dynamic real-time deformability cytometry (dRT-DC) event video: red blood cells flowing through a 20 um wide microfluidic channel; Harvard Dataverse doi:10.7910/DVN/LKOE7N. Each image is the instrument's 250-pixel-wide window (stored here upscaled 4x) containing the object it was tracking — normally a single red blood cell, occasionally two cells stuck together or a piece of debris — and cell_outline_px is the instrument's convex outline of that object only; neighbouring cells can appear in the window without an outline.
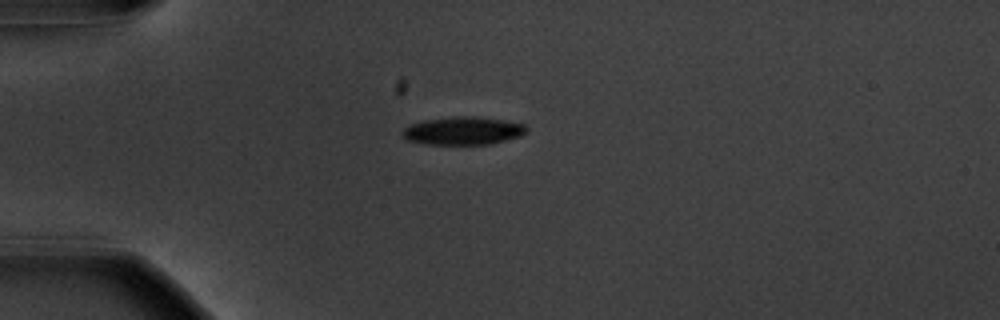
{"species": "common noctule bat (a hibernating species)", "species_latin": "Nyctalus noctula", "temperature_condition": "warm", "stored_images_in_passage": 42, "camera_frame_rate_fps": 3000, "um_per_image_px": 0.085, "animal": {"sex": "male", "body_mass_g": 20.1, "forearm_length_mm": 53.5}, "frame": {"image": 1, "passage_image": 1, "time_ms": 0.0, "image_size_px": [1000, 320], "cell_outline_px": [[528, 128], [520, 136], [488, 144], [424, 144], [404, 140], [400, 136], [400, 132], [404, 128], [412, 124], [424, 120], [464, 116], [472, 116], [500, 120], [524, 124]], "centroid_in_image_um": [39.27, 11.13], "position_along_channel_um": 45.7, "area_um2": 20.0}}
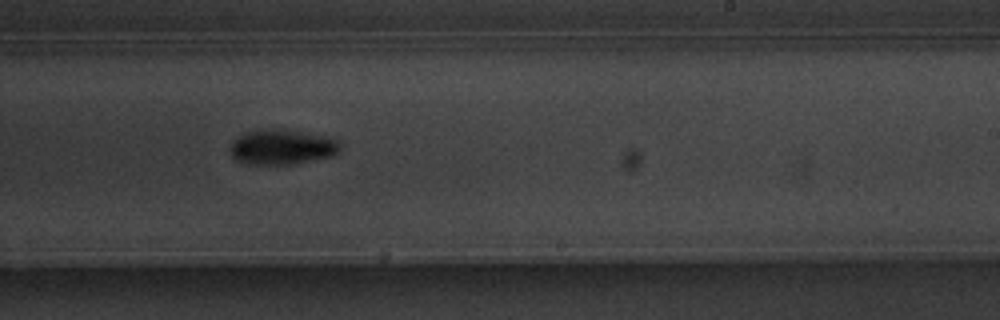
{"frame": {"image": 2, "passage_image": 21, "time_ms": 6.667, "image_size_px": [1000, 320], "cell_outline_px": [[340, 152], [332, 156], [292, 164], [248, 164], [236, 160], [232, 156], [228, 148], [232, 140], [244, 132], [292, 132], [320, 136], [336, 140], [340, 144]], "centroid_in_image_um": [23.91, 12.56], "position_along_channel_um": 265.1, "area_um2": 21.39}}
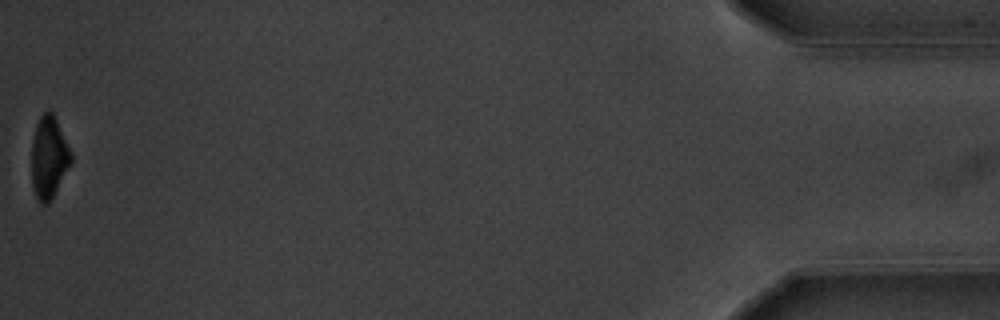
{"frame": {"image": 3, "passage_image": 42, "time_ms": 13.667, "image_size_px": [1000, 320], "cell_outline_px": [[72, 160], [48, 204], [44, 204], [36, 200], [32, 188], [32, 140], [36, 124], [40, 116], [44, 112], [52, 112], [72, 152]], "centroid_in_image_um": [4.13, 13.39], "position_along_channel_um": 431.1, "area_um2": 18.61}, "authors_computed_cell_mechanics": {"area_um2": 20.9236, "velocity_mm_per_s": 3.6448, "shape_relaxation_time_tau1_ms": 2.561, "shape_relaxation_time_tau2_ms": null, "deformation_change_tau1": 0.143, "deformation_change_tau2": null}}